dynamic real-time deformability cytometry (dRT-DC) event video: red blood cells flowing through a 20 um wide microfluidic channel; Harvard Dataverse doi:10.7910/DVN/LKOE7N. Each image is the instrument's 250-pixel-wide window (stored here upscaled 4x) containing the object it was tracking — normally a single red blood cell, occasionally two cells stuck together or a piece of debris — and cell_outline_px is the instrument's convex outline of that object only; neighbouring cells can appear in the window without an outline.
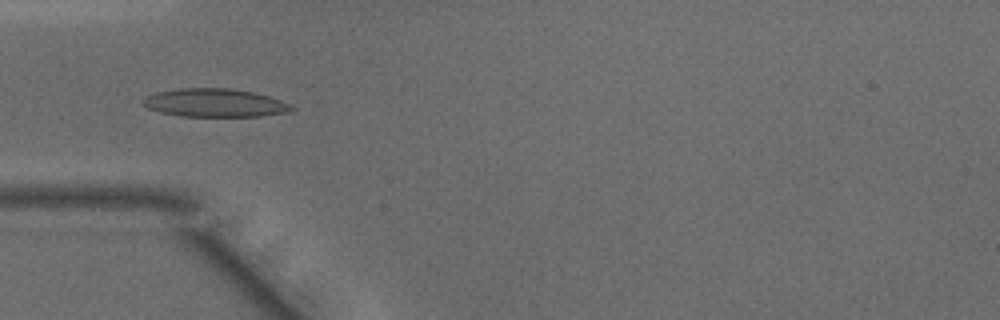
{"species": "common noctule bat (a hibernating species)", "species_latin": "Nyctalus noctula", "temperature_condition": "warm", "stored_images_in_passage": 37, "camera_frame_rate_fps": 3000, "um_per_image_px": 0.085, "animal": {"sex": "male", "body_mass_g": 15.6}, "frame": {"image": 1, "passage_image": 4, "time_ms": 1.0, "image_size_px": [1000, 320], "cell_outline_px": [[296, 108], [292, 112], [260, 116], [180, 116], [160, 112], [148, 108], [140, 104], [140, 100], [156, 92], [180, 88], [228, 88], [252, 92], [268, 96], [292, 104]], "centroid_in_image_um": [18.27, 8.75], "position_along_channel_um": 66.7, "area_um2": 24.62}}
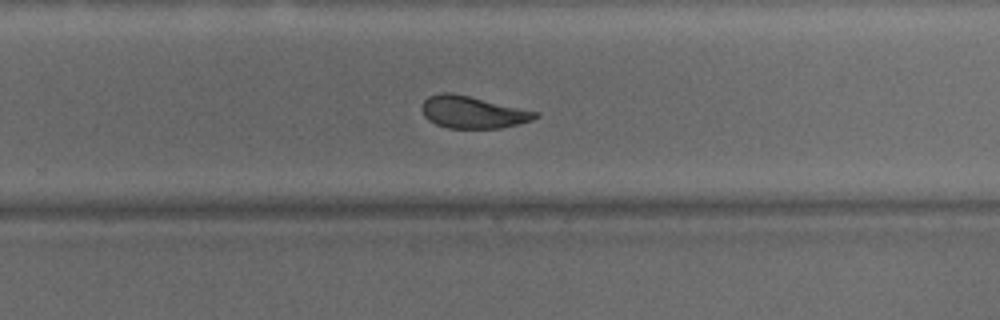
{"frame": {"image": 2, "passage_image": 20, "time_ms": 6.333, "image_size_px": [1000, 320], "cell_outline_px": [[540, 116], [532, 120], [500, 128], [448, 128], [436, 124], [428, 120], [424, 116], [420, 108], [424, 100], [428, 96], [440, 92], [448, 92], [468, 96], [540, 112]], "centroid_in_image_um": [40.16, 9.53], "position_along_channel_um": 289.6, "area_um2": 21.21}}
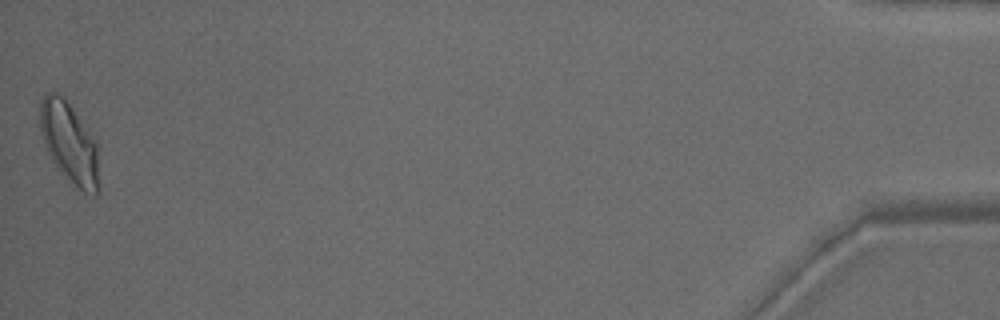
{"frame": {"image": 3, "passage_image": 37, "time_ms": 12.0, "image_size_px": [1000, 320], "cell_outline_px": [[100, 192], [96, 196], [92, 196], [84, 192], [56, 168], [44, 144], [40, 128], [40, 100], [48, 92], [56, 92], [68, 104], [96, 140], [100, 188]], "centroid_in_image_um": [5.92, 12.2], "position_along_channel_um": 429.3, "area_um2": 27.57}, "authors_computed_cell_mechanics": {"area_um2": 22.5998, "velocity_mm_per_s": 4.1682, "shape_relaxation_time_tau1_ms": 6.9349, "shape_relaxation_time_tau2_ms": 1.5798, "deformation_change_tau1": 0.1926, "deformation_change_tau2": 0.0799}}